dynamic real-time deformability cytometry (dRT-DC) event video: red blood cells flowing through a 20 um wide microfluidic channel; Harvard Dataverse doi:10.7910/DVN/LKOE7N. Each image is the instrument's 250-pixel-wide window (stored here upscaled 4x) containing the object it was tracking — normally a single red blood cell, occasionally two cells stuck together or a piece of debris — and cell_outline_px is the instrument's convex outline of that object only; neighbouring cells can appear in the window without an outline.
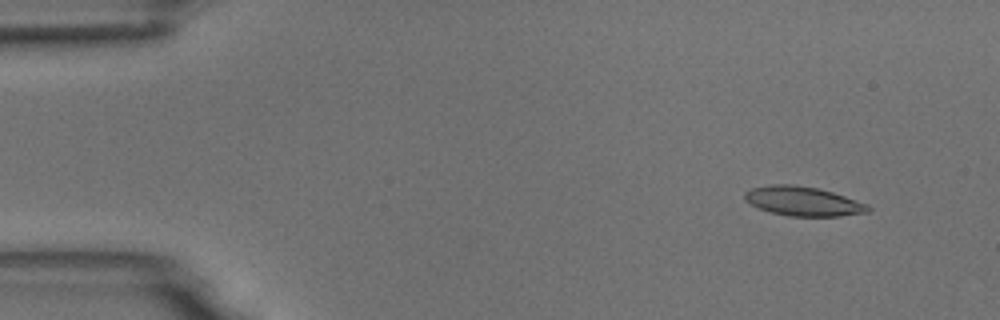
{"species": "common noctule bat (a hibernating species)", "species_latin": "Nyctalus noctula", "temperature_condition": "room temperature", "stored_images_in_passage": 6, "camera_frame_rate_fps": 3000, "um_per_image_px": 0.085, "animal": {"sex": "male", "body_mass_g": 18.8}, "frame": {"image": 1, "passage_image": 2, "time_ms": 1.0, "image_size_px": [1000, 320], "cell_outline_px": [[872, 208], [868, 212], [840, 216], [788, 216], [772, 212], [760, 208], [744, 200], [744, 192], [752, 188], [772, 184], [792, 184], [816, 188], [832, 192], [868, 204]], "centroid_in_image_um": [68.27, 17.1], "position_along_channel_um": 16.7, "area_um2": 20.92}}